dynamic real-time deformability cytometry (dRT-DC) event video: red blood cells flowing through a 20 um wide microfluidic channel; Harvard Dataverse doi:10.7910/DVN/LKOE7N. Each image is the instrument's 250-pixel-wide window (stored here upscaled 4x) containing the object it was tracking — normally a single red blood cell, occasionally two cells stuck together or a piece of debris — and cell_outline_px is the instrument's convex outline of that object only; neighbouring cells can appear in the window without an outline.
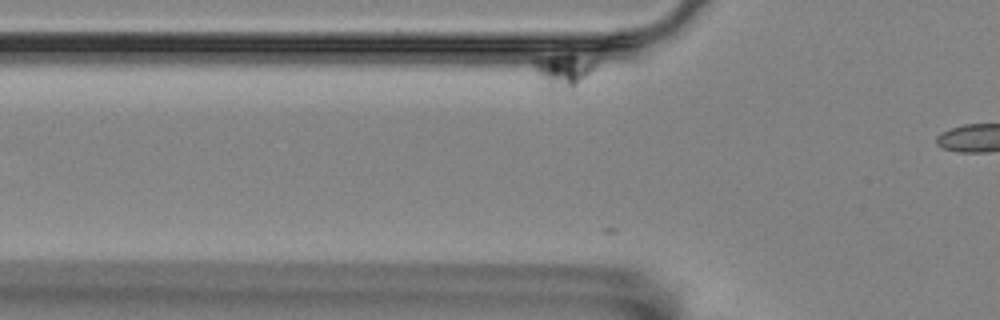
{"species": "Egyptian fruit bat (a non-hibernating species)", "species_latin": "Rousettus aegyptiacus", "temperature_condition": "room temperature", "stored_images_in_passage": 8, "camera_frame_rate_fps": 3000, "um_per_image_px": 0.085, "animal": {"sex": "female"}, "frame": {"image": 1, "passage_image": 6, "time_ms": 1.667, "image_size_px": [1000, 320], "cell_outline_px": [[592, 68], [572, 92], [548, 92], [536, 72], [532, 64], [532, 60], [536, 56], [568, 44], [592, 64]], "centroid_in_image_um": [47.73, 5.86], "position_along_channel_um": 78.1, "area_um2": 13.99}}